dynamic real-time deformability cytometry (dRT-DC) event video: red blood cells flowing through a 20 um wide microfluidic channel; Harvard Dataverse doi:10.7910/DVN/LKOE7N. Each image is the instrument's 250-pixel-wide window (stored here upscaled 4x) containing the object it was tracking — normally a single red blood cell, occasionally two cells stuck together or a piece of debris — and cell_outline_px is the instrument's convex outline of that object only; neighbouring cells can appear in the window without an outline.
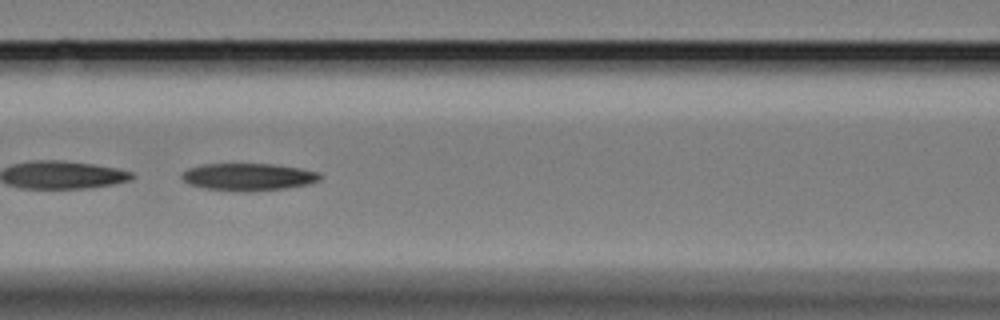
{"species": "Egyptian fruit bat (a non-hibernating species)", "species_latin": "Rousettus aegyptiacus", "temperature_condition": "cold", "stored_images_in_passage": 49, "camera_frame_rate_fps": 3000, "um_per_image_px": 0.085, "animal": {"sex": "female"}, "frame": {"image": 1, "passage_image": 20, "time_ms": 6.333, "image_size_px": [1000, 320], "cell_outline_px": [[324, 176], [320, 180], [308, 184], [284, 188], [244, 192], [240, 192], [204, 188], [188, 184], [180, 176], [188, 168], [204, 164], [276, 164], [300, 168], [320, 172]], "centroid_in_image_um": [21.13, 15.03], "position_along_channel_um": 145.5, "area_um2": 22.14}}
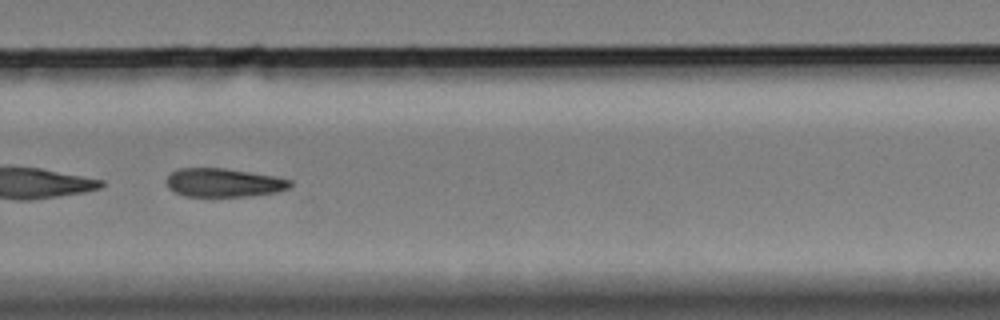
{"frame": {"image": 2, "passage_image": 35, "time_ms": 11.333, "image_size_px": [1000, 320], "cell_outline_px": [[292, 184], [288, 188], [276, 192], [252, 196], [184, 196], [168, 188], [164, 180], [172, 172], [180, 168], [224, 168], [276, 176], [292, 180]], "centroid_in_image_um": [19.01, 15.52], "position_along_channel_um": 310.8, "area_um2": 20.69}}
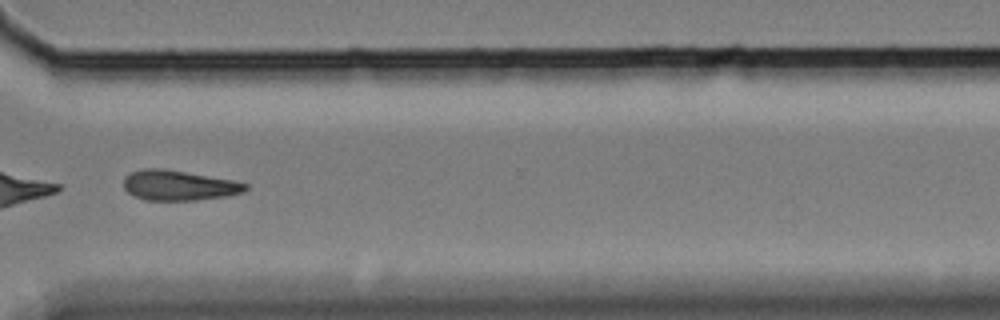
{"frame": {"image": 3, "passage_image": 39, "time_ms": 12.667, "image_size_px": [1000, 320], "cell_outline_px": [[248, 188], [244, 192], [228, 196], [196, 200], [144, 200], [132, 196], [124, 188], [124, 176], [132, 172], [144, 168], [164, 168], [236, 180], [248, 184]], "centroid_in_image_um": [15.22, 15.75], "position_along_channel_um": 355.4, "area_um2": 21.73}}